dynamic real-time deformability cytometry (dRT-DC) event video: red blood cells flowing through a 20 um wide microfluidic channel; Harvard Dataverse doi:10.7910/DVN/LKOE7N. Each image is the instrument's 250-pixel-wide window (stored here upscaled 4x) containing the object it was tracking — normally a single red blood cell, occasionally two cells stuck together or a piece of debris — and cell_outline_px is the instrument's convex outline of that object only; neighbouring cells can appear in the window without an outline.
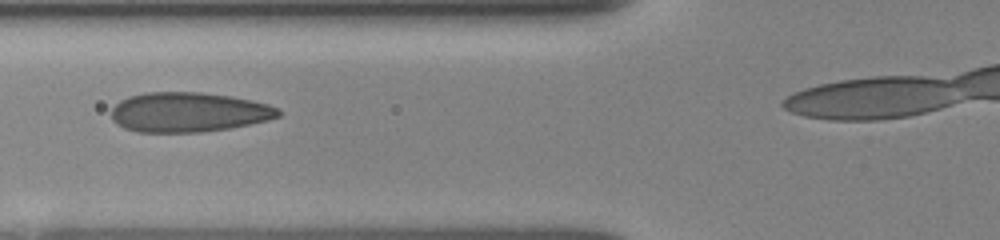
{"species": "human", "species_latin": "Homo sapiens", "temperature_condition": "room temperature", "stored_images_in_passage": 37, "camera_frame_rate_fps": 3000, "um_per_image_px": 0.085, "donor": {"sex": "female"}, "frame": {"image": 1, "passage_image": 12, "time_ms": 3.667, "image_size_px": [1000, 240], "cell_outline_px": [[280, 116], [268, 120], [228, 128], [200, 132], [136, 132], [124, 128], [116, 124], [112, 120], [112, 108], [120, 100], [128, 96], [144, 92], [200, 92], [232, 96], [252, 100], [268, 104], [276, 108], [280, 112]], "centroid_in_image_um": [15.99, 9.53], "position_along_channel_um": 109.8, "area_um2": 38.73}}
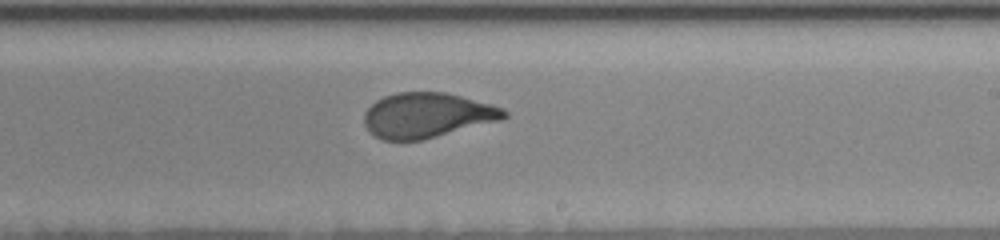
{"frame": {"image": 2, "passage_image": 23, "time_ms": 7.333, "image_size_px": [1000, 240], "cell_outline_px": [[508, 116], [500, 120], [420, 140], [384, 140], [376, 136], [364, 124], [364, 112], [376, 100], [384, 96], [396, 92], [444, 92], [460, 96], [488, 104], [500, 108], [508, 112]], "centroid_in_image_um": [36.26, 9.79], "position_along_channel_um": 252.7, "area_um2": 36.07}}
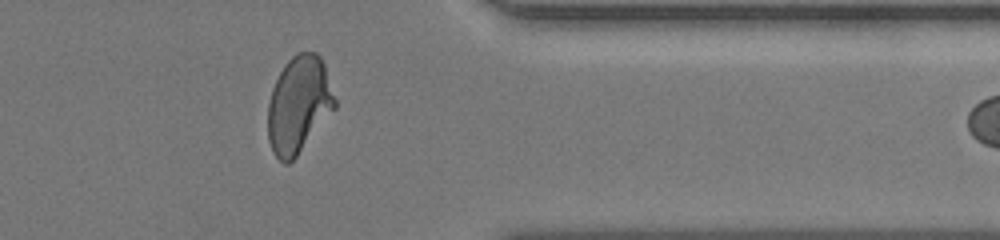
{"frame": {"image": 3, "passage_image": 34, "time_ms": 11.0, "image_size_px": [1000, 240], "cell_outline_px": [[336, 108], [296, 156], [288, 164], [284, 164], [272, 152], [268, 140], [268, 104], [272, 88], [284, 64], [296, 52], [316, 52], [320, 56], [324, 64], [336, 100]], "centroid_in_image_um": [25.39, 8.89], "position_along_channel_um": 386.0, "area_um2": 37.74}}